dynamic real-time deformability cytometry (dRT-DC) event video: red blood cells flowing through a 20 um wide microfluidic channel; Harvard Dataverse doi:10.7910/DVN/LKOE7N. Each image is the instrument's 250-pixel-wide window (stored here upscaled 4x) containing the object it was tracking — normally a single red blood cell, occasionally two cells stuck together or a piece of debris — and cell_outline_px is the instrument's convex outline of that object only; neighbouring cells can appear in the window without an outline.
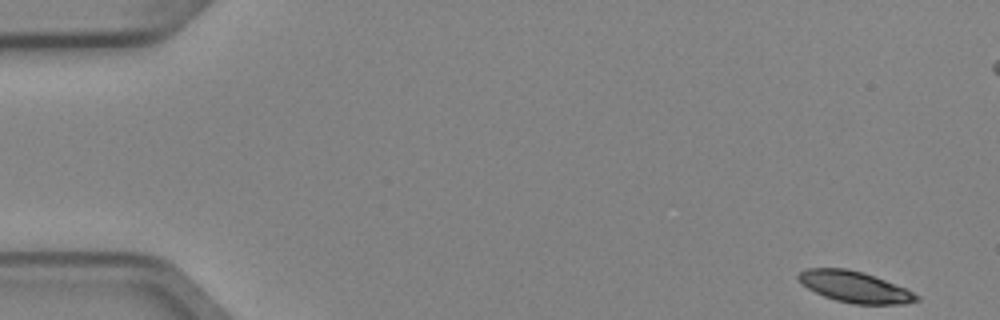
{"species": "Egyptian fruit bat (a non-hibernating species)", "species_latin": "Rousettus aegyptiacus", "temperature_condition": "cold", "stored_images_in_passage": 5, "camera_frame_rate_fps": 3000, "um_per_image_px": 0.085, "animal": {"sex": "female"}, "frame": {"image": 1, "passage_image": 1, "time_ms": 0.0, "image_size_px": [1000, 320], "cell_outline_px": [[920, 300], [904, 304], [852, 304], [836, 300], [824, 296], [808, 288], [796, 276], [800, 272], [808, 268], [844, 268], [860, 272], [884, 280], [904, 288], [920, 296]], "centroid_in_image_um": [72.66, 24.4], "position_along_channel_um": 12.3, "area_um2": 20.98}}